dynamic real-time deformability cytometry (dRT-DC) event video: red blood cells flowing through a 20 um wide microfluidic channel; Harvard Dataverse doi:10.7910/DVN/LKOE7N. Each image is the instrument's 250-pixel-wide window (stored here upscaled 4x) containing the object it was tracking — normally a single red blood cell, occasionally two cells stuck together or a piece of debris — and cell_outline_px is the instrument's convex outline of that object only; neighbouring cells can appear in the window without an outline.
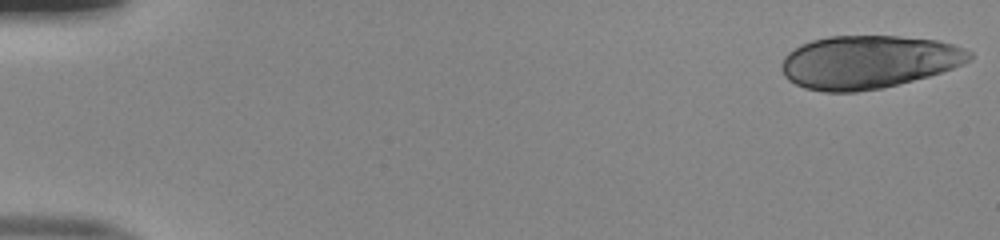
{"species": "human", "species_latin": "Homo sapiens", "temperature_condition": "room temperature", "stored_images_in_passage": 50, "camera_frame_rate_fps": 3000, "um_per_image_px": 0.085, "donor": {"sex": "male"}, "frame": {"image": 1, "passage_image": 1, "time_ms": 0.0, "image_size_px": [1000, 240], "cell_outline_px": [[972, 56], [964, 64], [928, 76], [880, 88], [856, 92], [824, 92], [804, 88], [788, 80], [784, 76], [780, 68], [780, 64], [784, 56], [788, 52], [800, 44], [812, 40], [828, 36], [900, 36], [936, 40], [952, 44], [964, 48], [972, 52]], "centroid_in_image_um": [73.76, 5.26], "position_along_channel_um": 11.2, "area_um2": 58.2}}
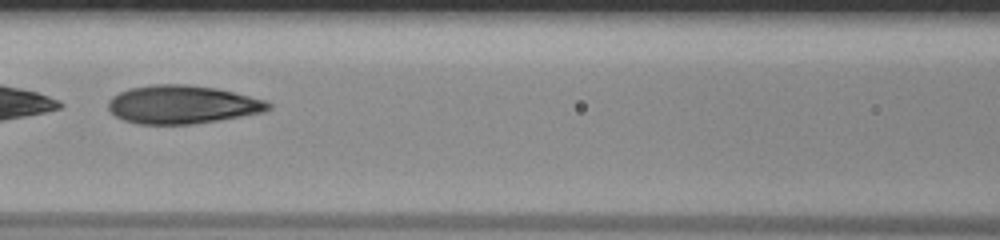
{"frame": {"image": 2, "passage_image": 24, "time_ms": 7.667, "image_size_px": [1000, 240], "cell_outline_px": [[272, 108], [264, 112], [192, 124], [136, 124], [124, 120], [116, 116], [108, 108], [108, 100], [112, 96], [120, 92], [132, 88], [152, 84], [184, 84], [216, 88], [264, 100], [272, 104]], "centroid_in_image_um": [15.47, 8.89], "position_along_channel_um": 151.1, "area_um2": 35.49}}
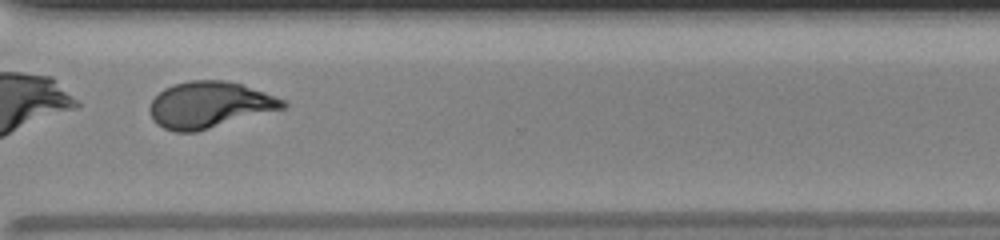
{"frame": {"image": 3, "passage_image": 39, "time_ms": 12.667, "image_size_px": [1000, 240], "cell_outline_px": [[288, 104], [284, 108], [196, 132], [176, 132], [164, 128], [156, 124], [152, 120], [148, 112], [148, 108], [152, 100], [164, 88], [172, 84], [188, 80], [224, 80], [240, 84], [264, 92], [284, 100]], "centroid_in_image_um": [17.74, 8.91], "position_along_channel_um": 352.9, "area_um2": 35.89}, "authors_computed_cell_mechanics": {"area_um2": 47.5983, "velocity_mm_per_s": 4.0336, "shape_relaxation_time_tau1_ms": 1.8543, "shape_relaxation_time_tau2_ms": 1.4269, "deformation_change_tau1": 0.3183, "deformation_change_tau2": 0.0831}}